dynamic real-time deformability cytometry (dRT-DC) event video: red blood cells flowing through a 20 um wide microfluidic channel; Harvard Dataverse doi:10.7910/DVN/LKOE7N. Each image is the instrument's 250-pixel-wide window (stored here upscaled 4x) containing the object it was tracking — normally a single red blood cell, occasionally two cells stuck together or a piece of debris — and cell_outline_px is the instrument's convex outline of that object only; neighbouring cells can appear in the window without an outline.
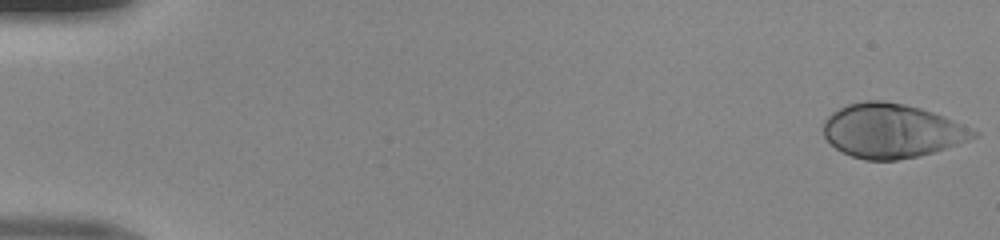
{"species": "human", "species_latin": "Homo sapiens", "temperature_condition": "room temperature", "stored_images_in_passage": 13, "segment_of_instrument_passage": [2, 2], "camera_frame_rate_fps": 3000, "um_per_image_px": 0.085, "donor": {"sex": "male"}, "frame": {"image": 1, "passage_image": 13, "time_ms": 4.0, "image_size_px": [1000, 240], "cell_outline_px": [[980, 132], [976, 136], [968, 140], [932, 152], [916, 156], [896, 160], [864, 160], [852, 156], [836, 148], [824, 136], [824, 120], [832, 112], [848, 104], [864, 100], [884, 100], [904, 104], [920, 108], [944, 116], [964, 124]], "centroid_in_image_um": [75.79, 11.1], "position_along_channel_um": 9.2, "area_um2": 47.05}}